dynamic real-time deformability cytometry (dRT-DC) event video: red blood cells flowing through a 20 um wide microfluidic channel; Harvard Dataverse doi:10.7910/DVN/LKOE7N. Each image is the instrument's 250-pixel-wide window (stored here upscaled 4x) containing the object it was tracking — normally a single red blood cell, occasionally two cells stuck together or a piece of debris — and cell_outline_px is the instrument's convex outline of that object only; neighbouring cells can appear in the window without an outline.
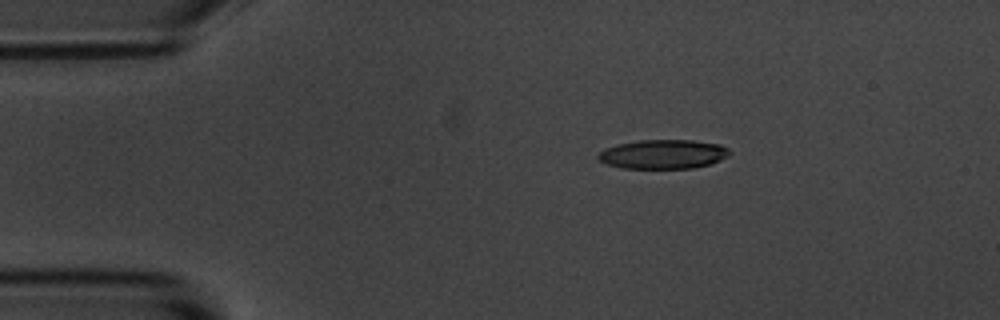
{"species": "common noctule bat (a hibernating species)", "species_latin": "Nyctalus noctula", "temperature_condition": "room temperature", "stored_images_in_passage": 9, "camera_frame_rate_fps": 3000, "um_per_image_px": 0.085, "animal": {"sex": "male", "body_mass_g": 20.1, "forearm_length_mm": 53.5}, "frame": {"image": 1, "passage_image": 1, "time_ms": 0.0, "image_size_px": [1000, 320], "cell_outline_px": [[728, 156], [708, 164], [692, 168], [624, 168], [604, 164], [596, 156], [604, 148], [620, 144], [640, 140], [692, 140], [720, 144], [728, 148]], "centroid_in_image_um": [56.33, 13.1], "position_along_channel_um": 28.7, "area_um2": 22.14}}
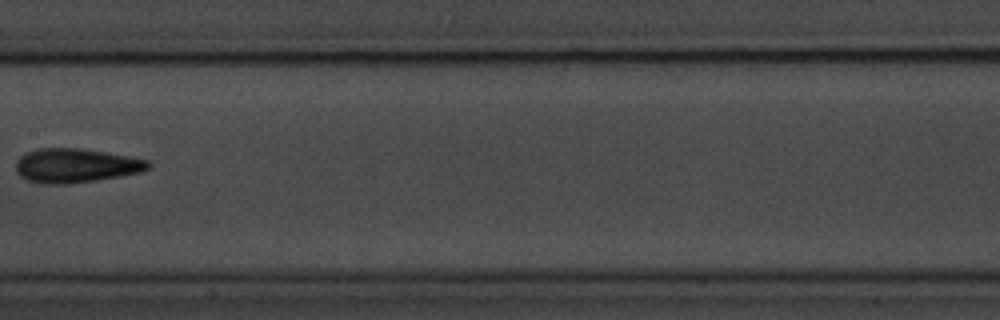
{"frame": {"image": 2, "passage_image": 6, "time_ms": 6.0, "image_size_px": [1000, 320], "cell_outline_px": [[152, 164], [148, 168], [140, 172], [120, 176], [96, 180], [68, 184], [44, 184], [28, 180], [20, 176], [16, 172], [16, 160], [24, 152], [36, 148], [80, 148], [128, 156], [148, 160]], "centroid_in_image_um": [6.4, 14.07], "position_along_channel_um": 201.0, "area_um2": 26.41}}
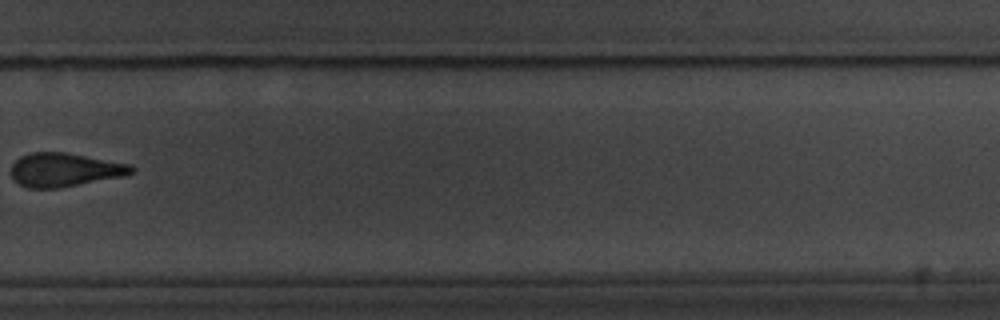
{"frame": {"image": 3, "passage_image": 9, "time_ms": 9.333, "image_size_px": [1000, 320], "cell_outline_px": [[136, 172], [124, 176], [60, 188], [28, 188], [20, 184], [12, 176], [12, 164], [20, 156], [28, 152], [64, 152], [132, 164], [136, 168]], "centroid_in_image_um": [5.54, 14.43], "position_along_channel_um": 324.3, "area_um2": 23.76}}